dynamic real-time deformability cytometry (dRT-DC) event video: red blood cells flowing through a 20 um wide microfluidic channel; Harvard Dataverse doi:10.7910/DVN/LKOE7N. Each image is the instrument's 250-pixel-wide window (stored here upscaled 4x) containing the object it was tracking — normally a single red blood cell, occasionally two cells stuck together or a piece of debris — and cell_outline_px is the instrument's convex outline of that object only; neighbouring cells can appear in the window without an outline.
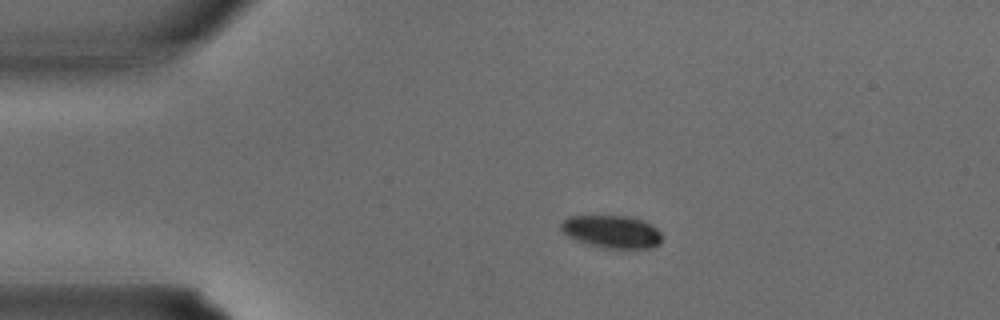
{"species": "common noctule bat (a hibernating species)", "species_latin": "Nyctalus noctula", "temperature_condition": "warm", "stored_images_in_passage": 28, "camera_frame_rate_fps": 3000, "um_per_image_px": 0.085, "animal": {"sex": "male", "body_mass_g": 15.6}, "frame": {"image": 1, "passage_image": 1, "time_ms": 0.0, "image_size_px": [1000, 320], "cell_outline_px": [[660, 244], [652, 248], [604, 248], [576, 240], [568, 236], [560, 228], [560, 224], [568, 216], [624, 216], [640, 220], [656, 228], [660, 232]], "centroid_in_image_um": [51.98, 19.7], "position_along_channel_um": 33.0, "area_um2": 18.9}}
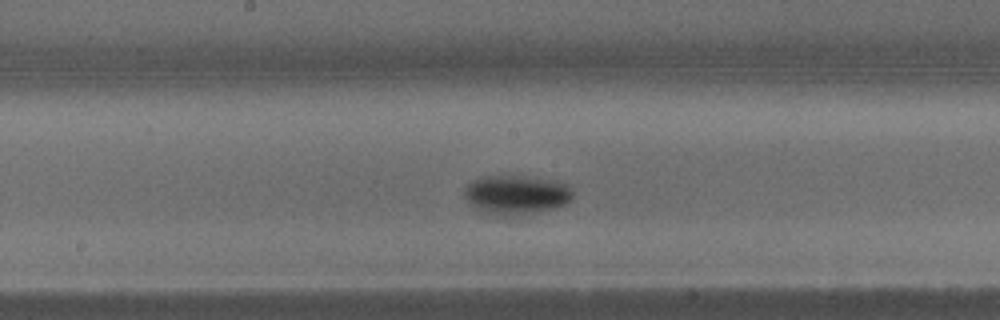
{"frame": {"image": 2, "passage_image": 12, "time_ms": 3.667, "image_size_px": [1000, 320], "cell_outline_px": [[572, 200], [556, 208], [520, 216], [488, 216], [476, 208], [464, 196], [464, 188], [472, 180], [484, 176], [520, 176], [556, 180], [568, 184], [572, 192]], "centroid_in_image_um": [43.88, 16.58], "position_along_channel_um": 204.3, "area_um2": 25.2}}
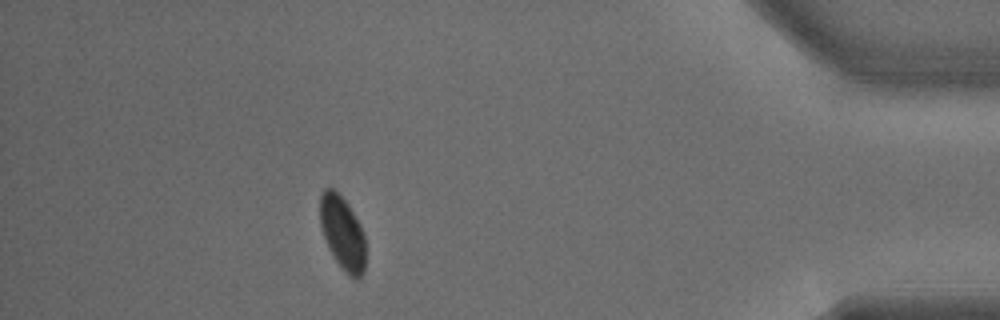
{"frame": {"image": 3, "passage_image": 25, "time_ms": 8.0, "image_size_px": [1000, 320], "cell_outline_px": [[364, 272], [356, 280], [352, 280], [348, 276], [336, 260], [328, 248], [320, 224], [320, 196], [324, 188], [332, 188], [340, 192], [348, 204], [360, 224], [364, 232]], "centroid_in_image_um": [29.1, 19.78], "position_along_channel_um": 406.1, "area_um2": 19.65}}